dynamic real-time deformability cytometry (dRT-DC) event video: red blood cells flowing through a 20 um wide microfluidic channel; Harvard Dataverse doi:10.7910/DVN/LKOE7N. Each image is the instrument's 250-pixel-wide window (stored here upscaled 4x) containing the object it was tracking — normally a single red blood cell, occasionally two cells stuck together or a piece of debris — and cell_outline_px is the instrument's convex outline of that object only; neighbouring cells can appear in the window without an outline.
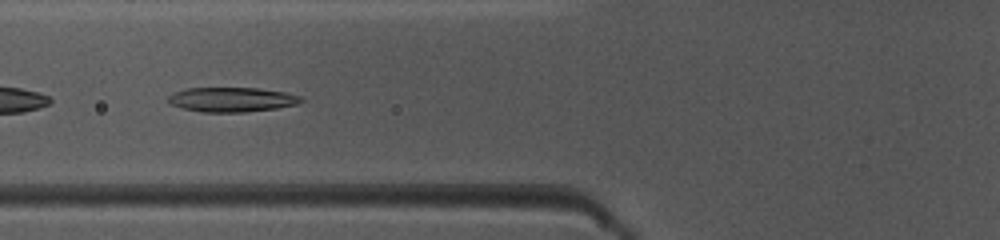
{"species": "common noctule bat (a hibernating species)", "species_latin": "Nyctalus noctula", "temperature_condition": "warm", "stored_images_in_passage": 42, "camera_frame_rate_fps": 3000, "um_per_image_px": 0.085, "animal": {"sex": "female", "body_mass_g": 10.0, "forearm_length_mm": 53.1}, "frame": {"image": 1, "passage_image": 13, "time_ms": 4.0, "image_size_px": [1000, 240], "cell_outline_px": [[304, 100], [296, 104], [276, 108], [244, 112], [204, 112], [184, 108], [172, 104], [168, 100], [168, 96], [176, 92], [188, 88], [260, 88], [284, 92], [300, 96]], "centroid_in_image_um": [19.73, 8.46], "position_along_channel_um": 106.1, "area_um2": 18.73}}
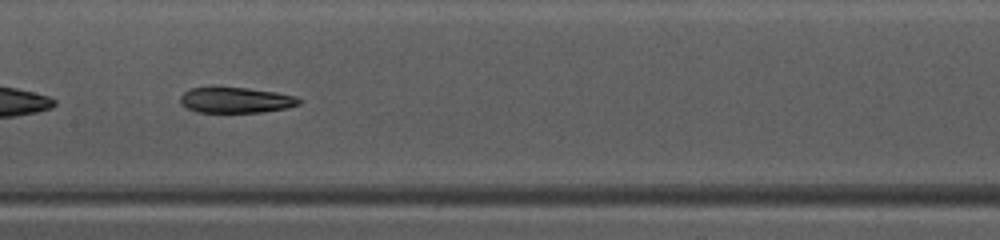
{"frame": {"image": 2, "passage_image": 19, "time_ms": 6.0, "image_size_px": [1000, 240], "cell_outline_px": [[300, 104], [288, 108], [264, 112], [196, 112], [180, 104], [180, 96], [188, 88], [212, 84], [216, 84], [248, 88], [276, 92], [296, 96], [300, 100]], "centroid_in_image_um": [19.97, 8.46], "position_along_channel_um": 187.4, "area_um2": 18.61}}